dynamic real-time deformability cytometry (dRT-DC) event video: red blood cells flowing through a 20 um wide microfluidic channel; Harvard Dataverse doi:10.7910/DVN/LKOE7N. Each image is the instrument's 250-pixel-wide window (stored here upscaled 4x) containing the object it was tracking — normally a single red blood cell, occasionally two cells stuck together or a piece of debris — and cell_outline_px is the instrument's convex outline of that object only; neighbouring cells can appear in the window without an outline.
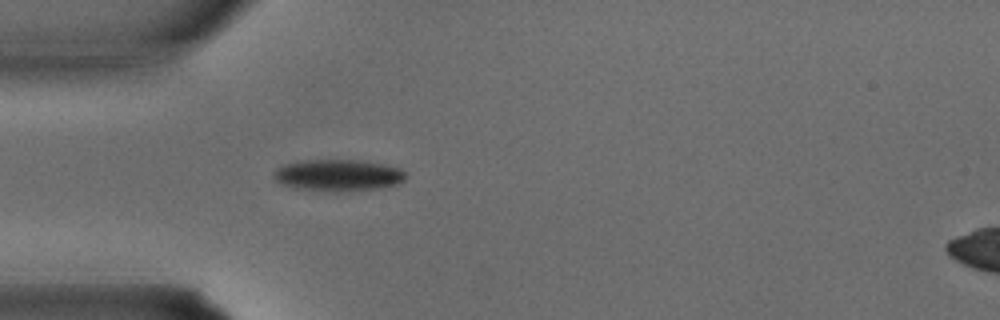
{"species": "common noctule bat (a hibernating species)", "species_latin": "Nyctalus noctula", "temperature_condition": "warm", "stored_images_in_passage": 25, "camera_frame_rate_fps": 3000, "um_per_image_px": 0.085, "animal": {"sex": "male", "body_mass_g": 15.6}, "frame": {"image": 1, "passage_image": 1, "time_ms": 0.0, "image_size_px": [1000, 320], "cell_outline_px": [[408, 176], [400, 184], [384, 188], [344, 192], [332, 192], [292, 188], [280, 184], [272, 180], [272, 172], [276, 168], [284, 164], [296, 160], [356, 160], [380, 164], [400, 168]], "centroid_in_image_um": [28.68, 14.92], "position_along_channel_um": 56.3, "area_um2": 25.09}}
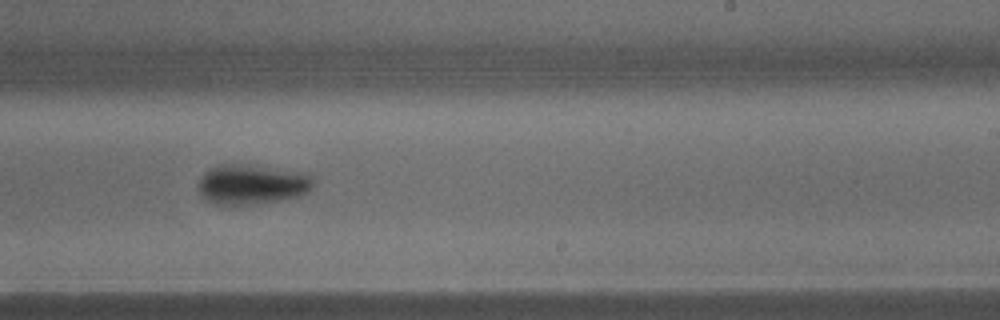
{"frame": {"image": 2, "passage_image": 12, "time_ms": 3.667, "image_size_px": [1000, 320], "cell_outline_px": [[312, 188], [308, 192], [300, 196], [280, 200], [256, 204], [212, 204], [200, 192], [200, 180], [204, 172], [208, 168], [220, 164], [236, 164], [308, 172], [312, 176]], "centroid_in_image_um": [21.45, 15.67], "position_along_channel_um": 267.6, "area_um2": 26.59}}
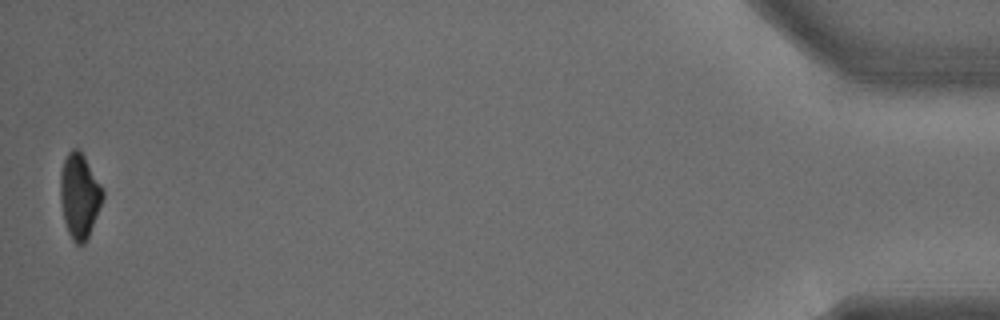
{"frame": {"image": 3, "passage_image": 25, "time_ms": 8.0, "image_size_px": [1000, 320], "cell_outline_px": [[104, 196], [88, 236], [84, 244], [76, 244], [72, 240], [68, 232], [64, 220], [60, 200], [60, 172], [64, 160], [68, 152], [72, 148], [80, 148], [104, 188]], "centroid_in_image_um": [6.75, 16.59], "position_along_channel_um": 428.4, "area_um2": 21.1}}